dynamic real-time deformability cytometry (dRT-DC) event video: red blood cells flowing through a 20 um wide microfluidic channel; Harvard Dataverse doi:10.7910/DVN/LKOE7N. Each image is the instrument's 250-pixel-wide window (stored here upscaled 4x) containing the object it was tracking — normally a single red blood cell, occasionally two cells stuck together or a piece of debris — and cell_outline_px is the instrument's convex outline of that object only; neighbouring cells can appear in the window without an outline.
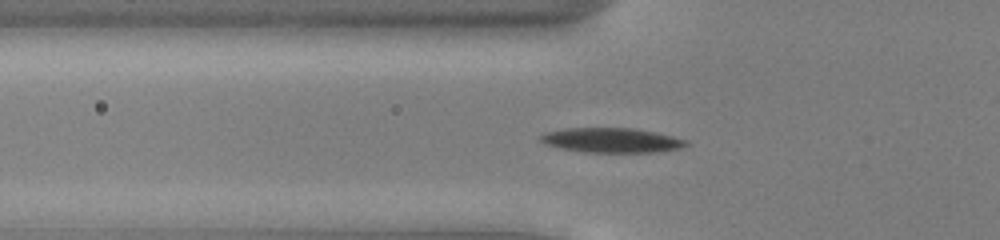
{"species": "common noctule bat (a hibernating species)", "species_latin": "Nyctalus noctula", "temperature_condition": "cold", "stored_images_in_passage": 53, "camera_frame_rate_fps": 3000, "um_per_image_px": 0.085, "animal": {"sex": "male", "body_mass_g": 13.0, "forearm_length_mm": 53.1}, "frame": {"image": 1, "passage_image": 19, "time_ms": 6.0, "image_size_px": [1000, 240], "cell_outline_px": [[692, 144], [680, 148], [656, 152], [584, 152], [560, 148], [544, 144], [540, 140], [540, 136], [544, 132], [564, 128], [632, 128], [656, 132], [688, 140]], "centroid_in_image_um": [51.99, 11.92], "position_along_channel_um": 73.8, "area_um2": 21.1}}
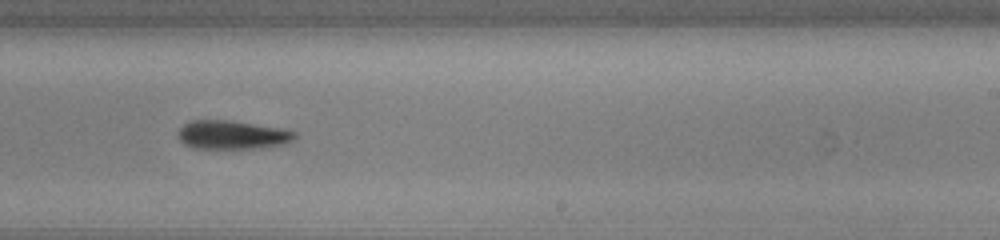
{"frame": {"image": 2, "passage_image": 34, "time_ms": 11.0, "image_size_px": [1000, 240], "cell_outline_px": [[296, 136], [292, 140], [284, 144], [260, 148], [192, 148], [184, 144], [176, 136], [176, 132], [184, 124], [192, 120], [232, 120], [284, 128], [296, 132]], "centroid_in_image_um": [19.72, 11.45], "position_along_channel_um": 269.3, "area_um2": 19.77}}
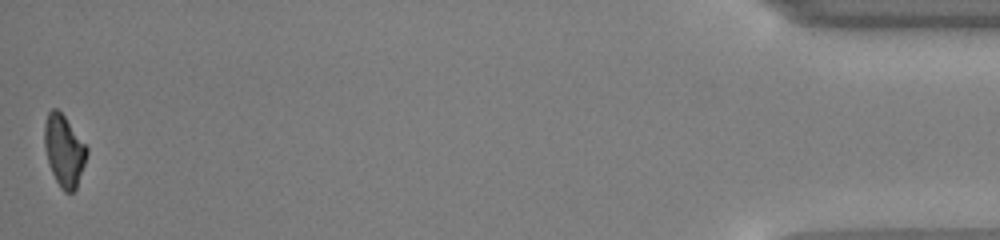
{"frame": {"image": 3, "passage_image": 53, "time_ms": 17.333, "image_size_px": [1000, 240], "cell_outline_px": [[88, 152], [76, 188], [72, 192], [64, 192], [60, 188], [48, 164], [44, 148], [44, 124], [48, 112], [52, 108], [56, 108], [64, 116], [88, 148]], "centroid_in_image_um": [5.42, 12.8], "position_along_channel_um": 429.8, "area_um2": 17.51}, "authors_computed_cell_mechanics": {"area_um2": 19.5942, "velocity_mm_per_s": 3.9256, "shape_relaxation_time_tau1_ms": 2.3568, "shape_relaxation_time_tau2_ms": null, "deformation_change_tau1": 0.1075, "deformation_change_tau2": null}}